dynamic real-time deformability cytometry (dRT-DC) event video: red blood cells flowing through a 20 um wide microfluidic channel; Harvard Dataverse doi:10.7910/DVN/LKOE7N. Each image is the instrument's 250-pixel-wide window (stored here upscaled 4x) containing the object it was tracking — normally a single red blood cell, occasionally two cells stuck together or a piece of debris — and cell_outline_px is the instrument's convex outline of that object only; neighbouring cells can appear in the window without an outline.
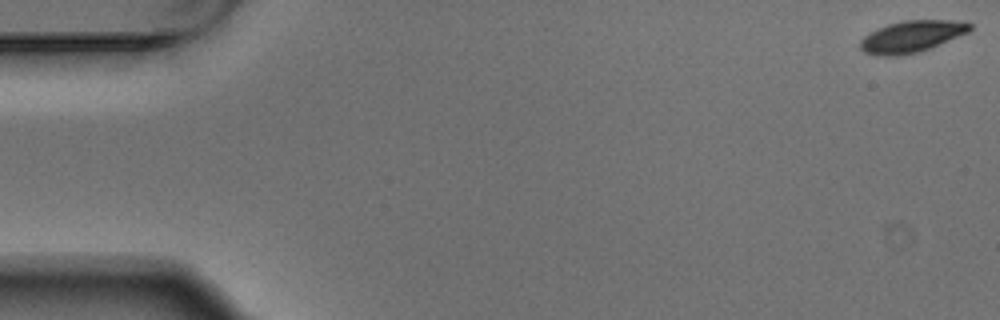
{"species": "Egyptian fruit bat (a non-hibernating species)", "species_latin": "Rousettus aegyptiacus", "temperature_condition": "warm", "stored_images_in_passage": 6, "camera_frame_rate_fps": 3000, "um_per_image_px": 0.085, "animal": {"sex": "male"}, "frame": {"image": 1, "passage_image": 1, "time_ms": 0.0, "image_size_px": [1000, 320], "cell_outline_px": [[972, 28], [968, 32], [928, 48], [916, 52], [896, 56], [876, 56], [864, 52], [860, 48], [860, 40], [864, 36], [888, 24], [904, 20], [948, 20], [972, 24]], "centroid_in_image_um": [77.44, 3.1], "position_along_channel_um": 7.6, "area_um2": 19.77}}
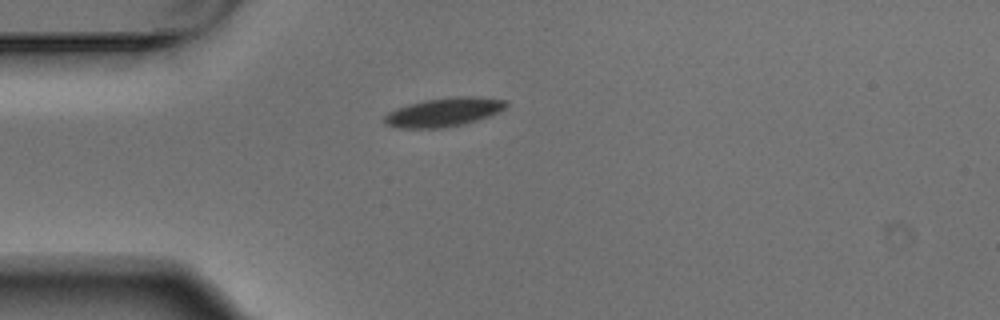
{"frame": {"image": 2, "passage_image": 6, "time_ms": 1.667, "image_size_px": [1000, 320], "cell_outline_px": [[508, 104], [500, 112], [464, 124], [440, 128], [400, 128], [384, 124], [384, 116], [388, 112], [396, 108], [408, 104], [424, 100], [452, 96], [472, 96], [508, 100]], "centroid_in_image_um": [37.72, 9.52], "position_along_channel_um": 47.3, "area_um2": 20.52}}